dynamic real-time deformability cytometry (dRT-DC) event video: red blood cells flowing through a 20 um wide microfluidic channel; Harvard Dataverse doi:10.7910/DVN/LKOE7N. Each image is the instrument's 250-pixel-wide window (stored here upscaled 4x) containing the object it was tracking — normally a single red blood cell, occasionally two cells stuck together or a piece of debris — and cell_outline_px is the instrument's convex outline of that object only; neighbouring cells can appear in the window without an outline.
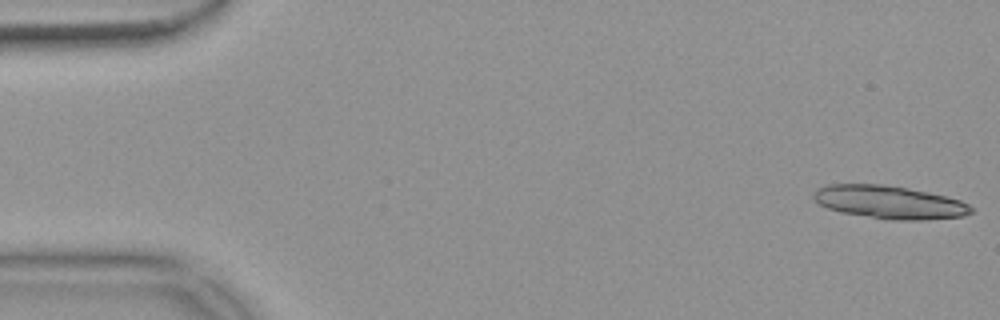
{"species": "common noctule bat (a hibernating species)", "species_latin": "Nyctalus noctula", "temperature_condition": "warm", "stored_images_in_passage": 29, "camera_frame_rate_fps": 3000, "um_per_image_px": 0.085, "animal": {"sex": "female", "body_mass_g": 18.4}, "frame": {"image": 1, "passage_image": 1, "time_ms": 0.0, "image_size_px": [1000, 320], "cell_outline_px": [[972, 212], [964, 216], [924, 220], [888, 220], [840, 212], [828, 208], [820, 204], [812, 196], [816, 188], [828, 184], [880, 184], [908, 188], [948, 196], [960, 200], [968, 204], [972, 208]], "centroid_in_image_um": [75.6, 17.19], "position_along_channel_um": 9.4, "area_um2": 30.46}}
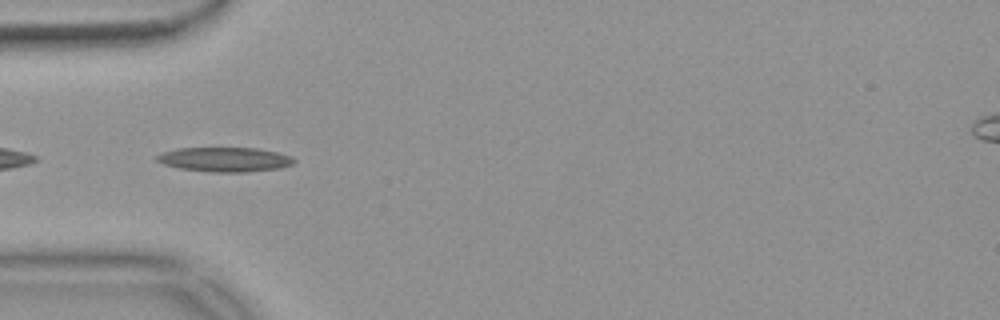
{"frame": {"image": 2, "passage_image": 17, "time_ms": 5.333, "image_size_px": [1000, 320], "cell_outline_px": [[296, 160], [292, 164], [280, 168], [244, 172], [208, 172], [180, 168], [164, 164], [156, 160], [156, 156], [164, 152], [176, 148], [256, 148], [276, 152], [292, 156]], "centroid_in_image_um": [19.11, 13.55], "position_along_channel_um": 65.9, "area_um2": 19.48}}